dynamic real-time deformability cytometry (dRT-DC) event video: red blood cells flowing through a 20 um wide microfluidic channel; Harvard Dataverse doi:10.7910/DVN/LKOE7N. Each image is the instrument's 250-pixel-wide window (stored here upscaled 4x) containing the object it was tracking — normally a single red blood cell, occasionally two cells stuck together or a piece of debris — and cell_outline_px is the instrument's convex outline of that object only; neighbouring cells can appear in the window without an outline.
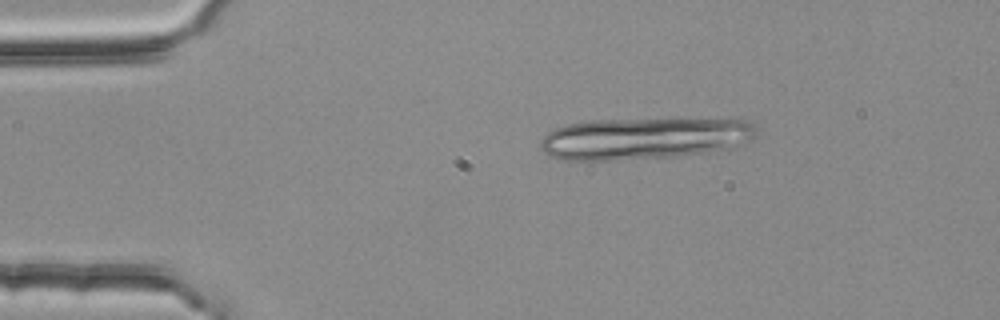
{"species": "common noctule bat (a hibernating species)", "species_latin": "Nyctalus noctula", "temperature_condition": "room temperature", "stored_images_in_passage": 3, "camera_frame_rate_fps": 3000, "um_per_image_px": 0.085, "animal": {"sex": "female", "body_mass_g": 25.1}, "frame": {"image": 1, "passage_image": 3, "time_ms": 0.667, "image_size_px": [1000, 320], "cell_outline_px": [[760, 128], [756, 136], [752, 140], [728, 148], [708, 152], [676, 156], [612, 160], [564, 160], [548, 156], [540, 148], [540, 140], [548, 132], [556, 128], [568, 124], [588, 120], [748, 120], [756, 124]], "centroid_in_image_um": [54.75, 11.77], "position_along_channel_um": 30.2, "area_um2": 52.31}}